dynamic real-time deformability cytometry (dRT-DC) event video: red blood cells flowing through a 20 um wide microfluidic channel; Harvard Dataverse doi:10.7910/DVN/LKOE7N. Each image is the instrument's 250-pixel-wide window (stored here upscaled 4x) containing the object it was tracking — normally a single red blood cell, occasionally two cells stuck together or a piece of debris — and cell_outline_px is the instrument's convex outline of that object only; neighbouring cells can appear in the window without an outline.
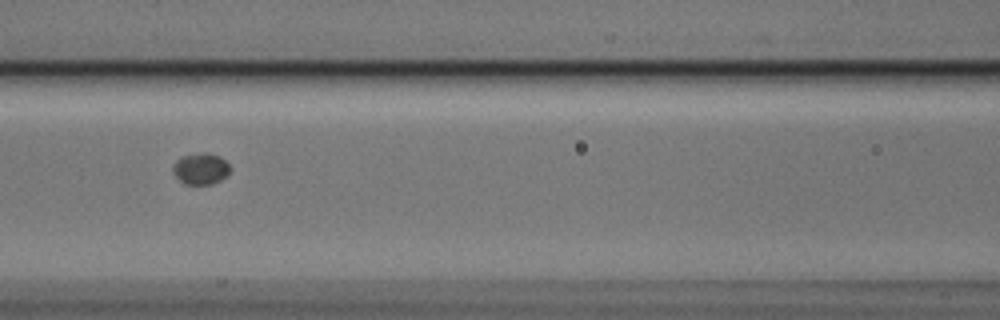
{"species": "Egyptian fruit bat (a non-hibernating species)", "species_latin": "Rousettus aegyptiacus", "temperature_condition": "cold", "stored_images_in_passage": 8, "camera_frame_rate_fps": 3000, "um_per_image_px": 0.085, "animal": {"sex": "male"}, "frame": {"image": 1, "passage_image": 6, "time_ms": 1.667, "image_size_px": [1000, 320], "cell_outline_px": [[232, 168], [220, 180], [212, 184], [184, 184], [172, 172], [172, 168], [176, 160], [184, 156], [204, 152], [208, 152], [220, 156]], "centroid_in_image_um": [17.06, 14.34], "position_along_channel_um": 149.5, "area_um2": 10.35}}
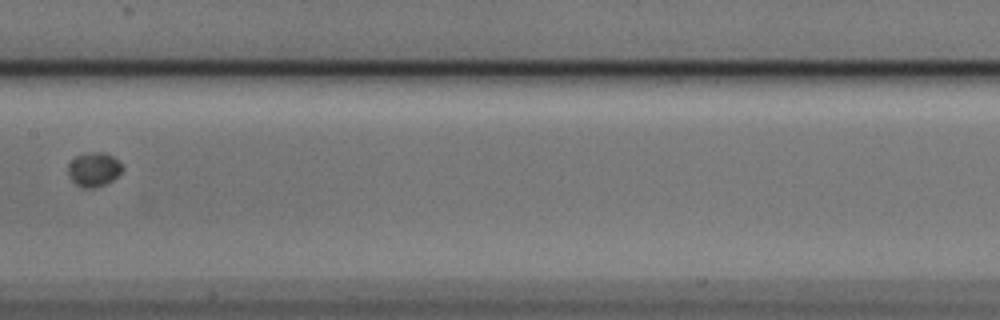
{"frame": {"image": 2, "passage_image": 7, "time_ms": 2.0, "image_size_px": [1000, 320], "cell_outline_px": [[124, 168], [112, 180], [104, 184], [92, 188], [84, 188], [76, 184], [72, 180], [68, 172], [68, 164], [76, 156], [92, 152], [104, 152], [112, 156]], "centroid_in_image_um": [7.96, 14.4], "position_along_channel_um": 199.4, "area_um2": 10.52}}
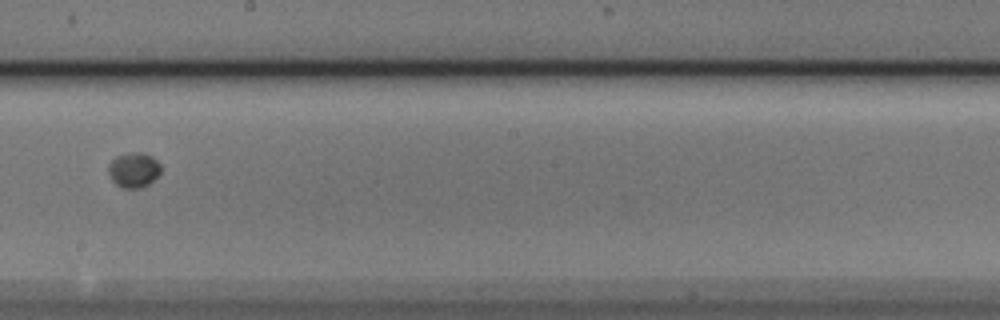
{"frame": {"image": 3, "passage_image": 8, "time_ms": 2.333, "image_size_px": [1000, 320], "cell_outline_px": [[160, 172], [148, 184], [140, 188], [124, 188], [116, 184], [112, 180], [108, 172], [108, 164], [116, 156], [132, 152], [140, 152], [152, 156], [160, 164]], "centroid_in_image_um": [11.35, 14.43], "position_along_channel_um": 236.9, "area_um2": 10.58}}